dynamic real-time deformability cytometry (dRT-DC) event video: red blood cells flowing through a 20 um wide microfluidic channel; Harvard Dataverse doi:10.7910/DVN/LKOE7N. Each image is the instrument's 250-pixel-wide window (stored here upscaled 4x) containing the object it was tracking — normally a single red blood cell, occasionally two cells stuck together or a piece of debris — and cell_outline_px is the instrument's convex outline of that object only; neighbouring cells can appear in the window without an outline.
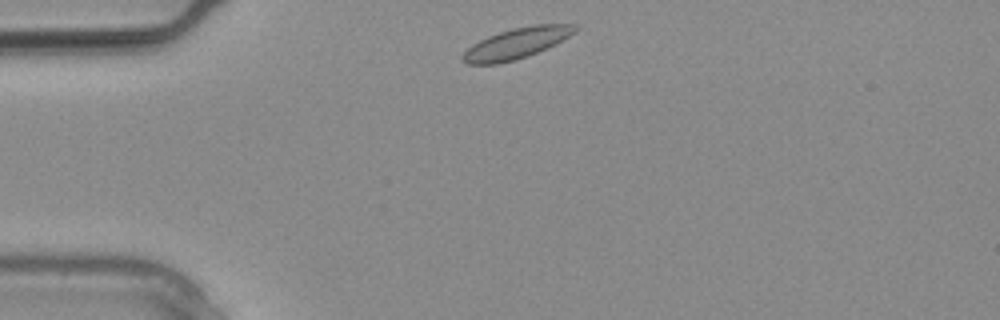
{"species": "common noctule bat (a hibernating species)", "species_latin": "Nyctalus noctula", "temperature_condition": "warm", "stored_images_in_passage": 10, "camera_frame_rate_fps": 3000, "um_per_image_px": 0.085, "animal": {"sex": "male", "body_mass_g": 20.4}, "frame": {"image": 1, "passage_image": 1, "time_ms": 0.0, "image_size_px": [1000, 320], "cell_outline_px": [[580, 28], [576, 32], [556, 44], [528, 56], [516, 60], [496, 64], [468, 64], [460, 60], [460, 56], [472, 44], [488, 36], [512, 28], [536, 24], [576, 24]], "centroid_in_image_um": [43.92, 3.68], "position_along_channel_um": 41.1, "area_um2": 20.29}}